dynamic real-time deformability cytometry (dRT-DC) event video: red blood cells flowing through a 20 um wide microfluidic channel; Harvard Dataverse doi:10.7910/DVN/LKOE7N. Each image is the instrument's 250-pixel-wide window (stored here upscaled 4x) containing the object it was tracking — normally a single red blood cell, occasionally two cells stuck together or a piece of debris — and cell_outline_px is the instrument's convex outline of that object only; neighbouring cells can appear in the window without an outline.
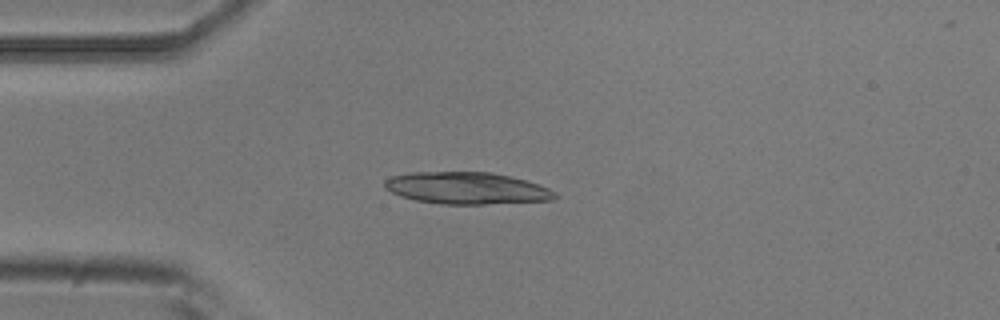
{"species": "common noctule bat (a hibernating species)", "species_latin": "Nyctalus noctula", "temperature_condition": "room temperature", "stored_images_in_passage": 7, "camera_frame_rate_fps": 3000, "um_per_image_px": 0.085, "animal": {"sex": "male", "body_mass_g": 20.5, "forearm_length_mm": 52.5}, "frame": {"image": 1, "passage_image": 4, "time_ms": 3.667, "image_size_px": [1000, 320], "cell_outline_px": [[556, 196], [552, 200], [484, 204], [440, 204], [416, 200], [400, 196], [384, 188], [384, 180], [392, 176], [412, 172], [488, 172], [508, 176], [540, 184], [556, 192]], "centroid_in_image_um": [39.64, 15.99], "position_along_channel_um": 45.4, "area_um2": 31.56}}